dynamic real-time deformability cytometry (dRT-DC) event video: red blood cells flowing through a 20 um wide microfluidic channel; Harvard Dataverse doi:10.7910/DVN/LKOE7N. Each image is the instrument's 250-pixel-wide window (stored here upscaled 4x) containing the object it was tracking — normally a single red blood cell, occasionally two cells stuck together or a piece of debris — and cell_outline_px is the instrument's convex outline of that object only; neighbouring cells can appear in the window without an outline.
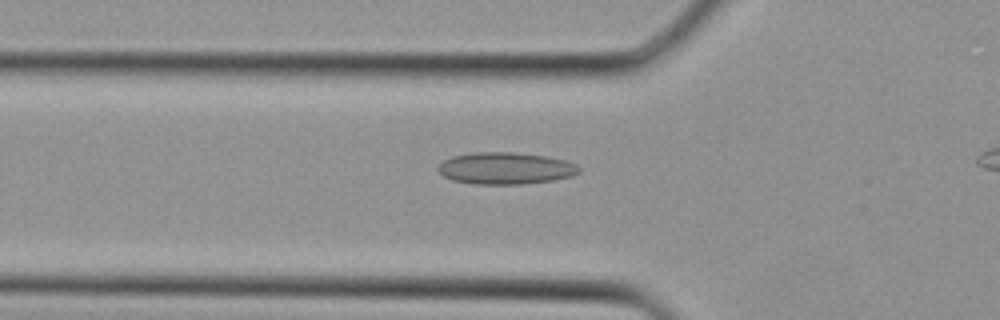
{"species": "Egyptian fruit bat (a non-hibernating species)", "species_latin": "Rousettus aegyptiacus", "temperature_condition": "cold", "stored_images_in_passage": 26, "camera_frame_rate_fps": 3000, "um_per_image_px": 0.085, "animal": {"sex": "female"}, "frame": {"image": 1, "passage_image": 9, "time_ms": 2.667, "image_size_px": [1000, 320], "cell_outline_px": [[580, 172], [572, 176], [552, 180], [520, 184], [472, 184], [452, 180], [444, 176], [436, 168], [444, 160], [452, 156], [476, 152], [512, 152], [544, 156], [564, 160], [576, 164], [580, 168]], "centroid_in_image_um": [42.95, 14.3], "position_along_channel_um": 82.8, "area_um2": 26.07}}
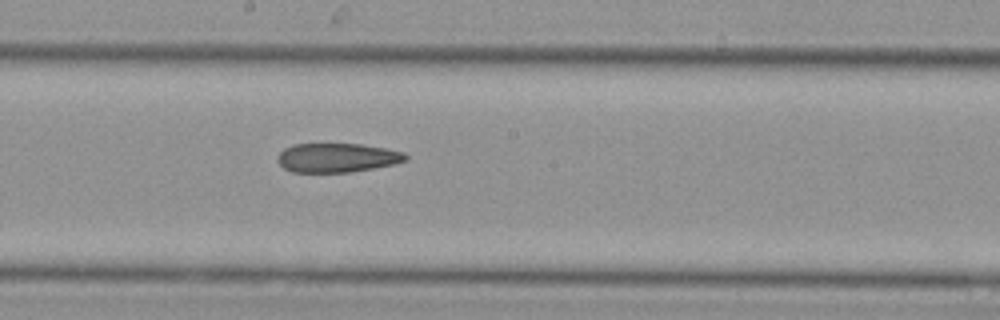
{"frame": {"image": 2, "passage_image": 16, "time_ms": 5.0, "image_size_px": [1000, 320], "cell_outline_px": [[408, 160], [396, 164], [348, 172], [292, 172], [284, 168], [276, 160], [276, 156], [284, 148], [292, 144], [360, 144], [384, 148], [404, 152], [408, 156]], "centroid_in_image_um": [28.64, 13.4], "position_along_channel_um": 219.6, "area_um2": 21.79}}
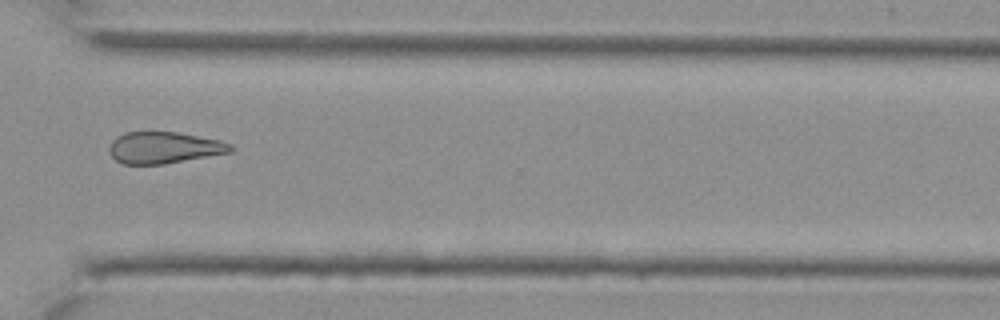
{"frame": {"image": 3, "passage_image": 23, "time_ms": 7.333, "image_size_px": [1000, 320], "cell_outline_px": [[236, 148], [232, 152], [164, 164], [120, 164], [108, 152], [108, 148], [112, 140], [116, 136], [124, 132], [176, 132], [220, 140], [232, 144]], "centroid_in_image_um": [13.94, 12.55], "position_along_channel_um": 356.7, "area_um2": 22.54}}